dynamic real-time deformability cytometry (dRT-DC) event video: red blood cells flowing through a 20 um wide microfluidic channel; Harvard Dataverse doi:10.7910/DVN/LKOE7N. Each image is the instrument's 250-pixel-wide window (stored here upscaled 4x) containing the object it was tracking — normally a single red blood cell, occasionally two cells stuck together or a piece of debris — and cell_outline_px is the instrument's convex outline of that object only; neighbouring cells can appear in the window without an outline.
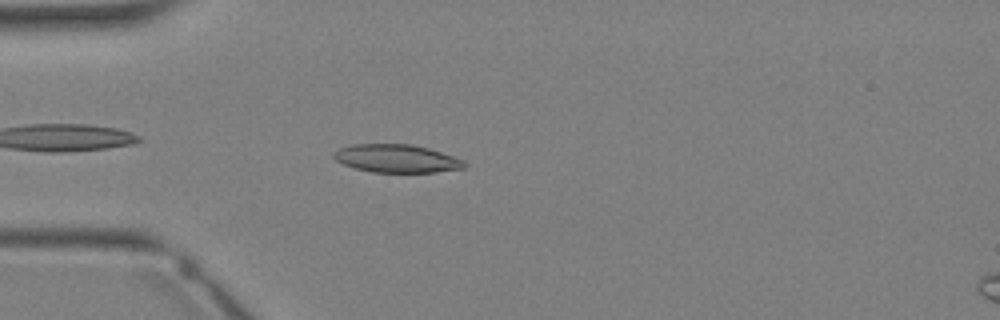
{"species": "Egyptian fruit bat (a non-hibernating species)", "species_latin": "Rousettus aegyptiacus", "temperature_condition": "warm", "stored_images_in_passage": 24, "camera_frame_rate_fps": 3000, "um_per_image_px": 0.085, "animal": {"sex": "female"}, "frame": {"image": 1, "passage_image": 2, "time_ms": 0.333, "image_size_px": [1000, 320], "cell_outline_px": [[468, 164], [464, 168], [436, 172], [372, 172], [356, 168], [344, 164], [336, 160], [332, 156], [332, 152], [340, 148], [352, 144], [412, 144], [428, 148], [464, 160]], "centroid_in_image_um": [33.71, 13.47], "position_along_channel_um": 51.3, "area_um2": 21.33}}
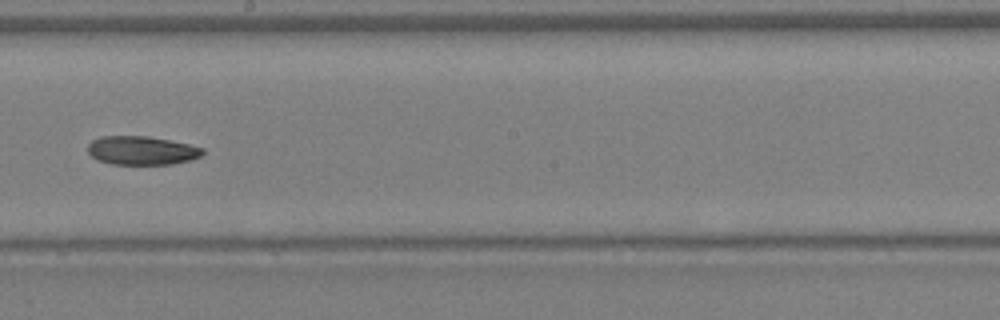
{"frame": {"image": 2, "passage_image": 12, "time_ms": 3.667, "image_size_px": [1000, 320], "cell_outline_px": [[204, 152], [200, 156], [188, 160], [172, 164], [112, 164], [100, 160], [92, 156], [88, 152], [88, 144], [92, 140], [100, 136], [148, 136], [188, 144], [204, 148]], "centroid_in_image_um": [12.03, 12.78], "position_along_channel_um": 236.2, "area_um2": 19.02}}
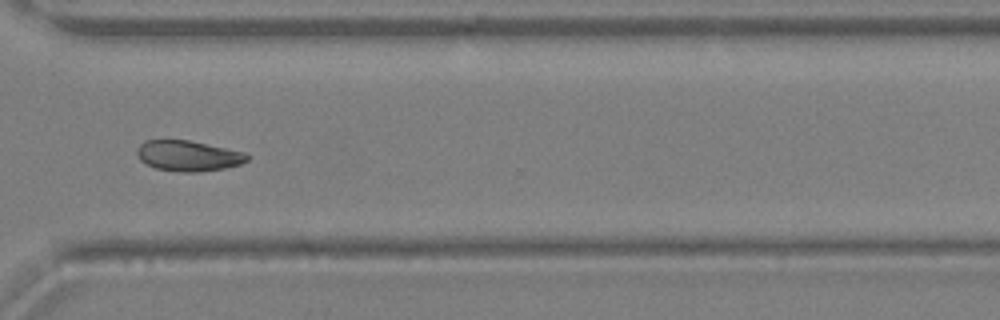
{"frame": {"image": 3, "passage_image": 18, "time_ms": 5.667, "image_size_px": [1000, 320], "cell_outline_px": [[248, 160], [240, 164], [224, 168], [196, 172], [180, 172], [156, 168], [140, 160], [136, 152], [136, 148], [144, 140], [188, 140], [244, 152], [248, 156]], "centroid_in_image_um": [15.96, 13.24], "position_along_channel_um": 354.6, "area_um2": 19.42}}